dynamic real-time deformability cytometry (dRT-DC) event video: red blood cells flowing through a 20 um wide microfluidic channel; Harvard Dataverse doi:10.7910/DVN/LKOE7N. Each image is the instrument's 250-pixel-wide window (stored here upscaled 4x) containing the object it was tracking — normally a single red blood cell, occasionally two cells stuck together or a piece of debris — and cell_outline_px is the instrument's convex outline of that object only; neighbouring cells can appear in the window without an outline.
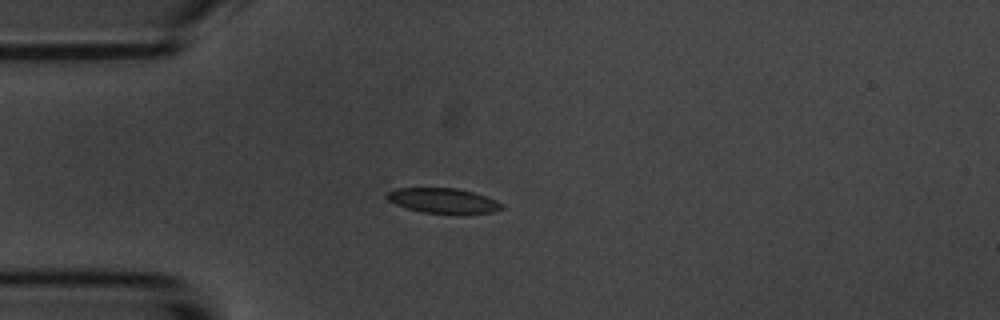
{"species": "common noctule bat (a hibernating species)", "species_latin": "Nyctalus noctula", "temperature_condition": "room temperature", "stored_images_in_passage": 43, "camera_frame_rate_fps": 3000, "um_per_image_px": 0.085, "animal": {"sex": "male", "body_mass_g": 20.1, "forearm_length_mm": 53.5}, "frame": {"image": 1, "passage_image": 11, "time_ms": 3.333, "image_size_px": [1000, 320], "cell_outline_px": [[504, 208], [492, 212], [424, 212], [408, 208], [396, 204], [388, 200], [384, 196], [388, 192], [396, 188], [456, 188], [472, 192], [496, 200], [504, 204]], "centroid_in_image_um": [37.64, 17.03], "position_along_channel_um": 47.4, "area_um2": 16.18}}
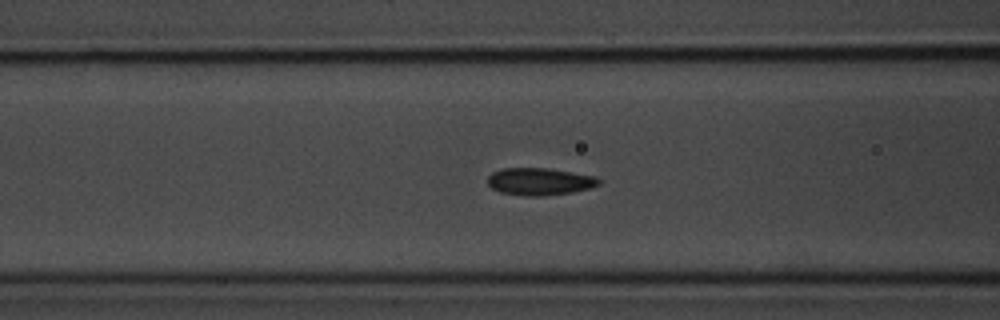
{"frame": {"image": 2, "passage_image": 18, "time_ms": 5.667, "image_size_px": [1000, 320], "cell_outline_px": [[600, 184], [588, 188], [572, 192], [544, 196], [524, 196], [500, 192], [492, 188], [488, 184], [488, 176], [492, 172], [500, 168], [548, 168], [596, 176], [600, 180]], "centroid_in_image_um": [45.85, 15.42], "position_along_channel_um": 120.8, "area_um2": 17.74}}
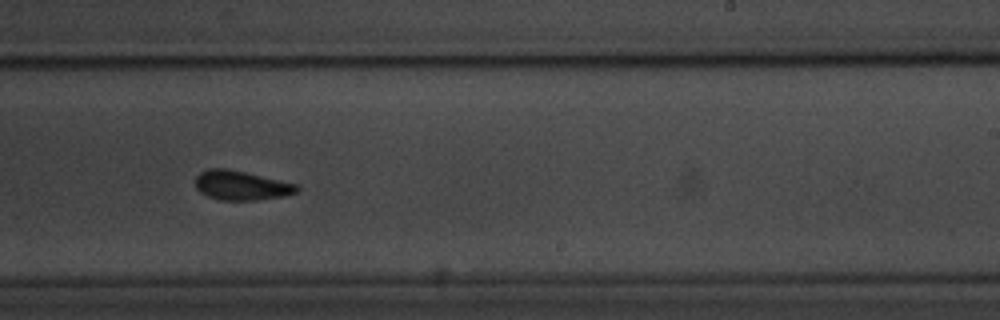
{"frame": {"image": 3, "passage_image": 30, "time_ms": 9.667, "image_size_px": [1000, 320], "cell_outline_px": [[300, 188], [296, 192], [284, 196], [256, 200], [220, 200], [208, 196], [200, 192], [196, 188], [196, 176], [200, 172], [208, 168], [228, 168], [296, 184]], "centroid_in_image_um": [20.48, 15.76], "position_along_channel_um": 268.5, "area_um2": 17.28}, "authors_computed_cell_mechanics": {"area_um2": 17.4556, "velocity_mm_per_s": 3.6896, "shape_relaxation_time_tau1_ms": 6.362, "shape_relaxation_time_tau2_ms": 2.7381, "deformation_change_tau1": 0.1819, "deformation_change_tau2": 0.0791}}